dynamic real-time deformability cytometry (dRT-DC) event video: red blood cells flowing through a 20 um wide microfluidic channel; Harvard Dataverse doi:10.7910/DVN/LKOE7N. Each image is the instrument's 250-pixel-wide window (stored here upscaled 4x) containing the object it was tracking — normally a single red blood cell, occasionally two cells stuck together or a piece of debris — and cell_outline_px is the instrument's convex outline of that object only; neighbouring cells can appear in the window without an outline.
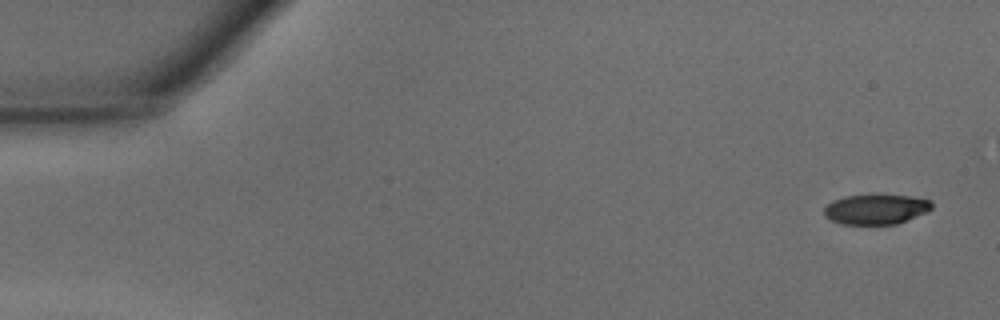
{"species": "common noctule bat (a hibernating species)", "species_latin": "Nyctalus noctula", "temperature_condition": "warm", "stored_images_in_passage": 45, "camera_frame_rate_fps": 3000, "um_per_image_px": 0.085, "animal": {"sex": "male", "body_mass_g": 15.6}, "frame": {"image": 1, "passage_image": 1, "time_ms": 0.0, "image_size_px": [1000, 320], "cell_outline_px": [[932, 208], [928, 212], [896, 224], [840, 224], [828, 220], [824, 216], [824, 208], [832, 200], [844, 196], [912, 196], [932, 200]], "centroid_in_image_um": [74.44, 17.8], "position_along_channel_um": 10.6, "area_um2": 18.79}}
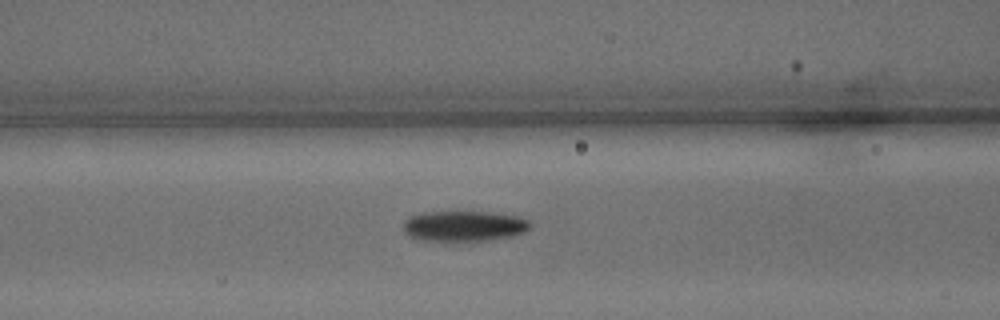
{"frame": {"image": 2, "passage_image": 18, "time_ms": 5.667, "image_size_px": [1000, 320], "cell_outline_px": [[532, 224], [524, 232], [512, 236], [488, 240], [420, 240], [408, 236], [404, 232], [404, 220], [408, 216], [424, 212], [492, 212], [516, 216], [528, 220]], "centroid_in_image_um": [39.41, 19.2], "position_along_channel_um": 127.2, "area_um2": 22.43}}
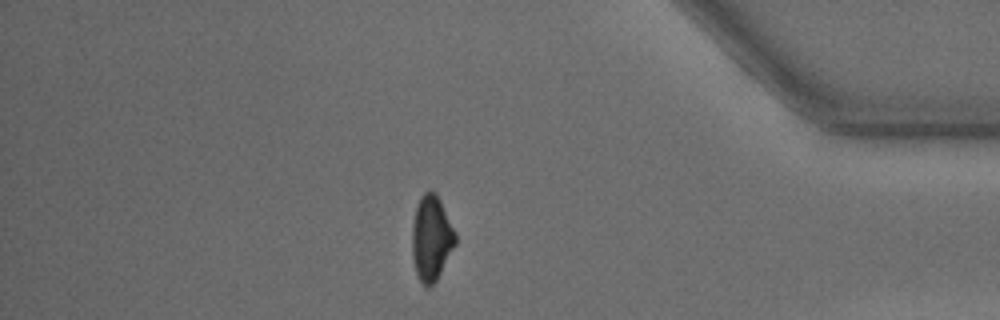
{"frame": {"image": 3, "passage_image": 39, "time_ms": 12.667, "image_size_px": [1000, 320], "cell_outline_px": [[456, 244], [436, 280], [428, 288], [420, 280], [416, 272], [412, 256], [412, 224], [416, 208], [420, 196], [424, 192], [436, 192], [456, 232]], "centroid_in_image_um": [36.67, 20.22], "position_along_channel_um": 398.5, "area_um2": 21.33}, "authors_computed_cell_mechanics": {"area_um2": 22.0218, "velocity_mm_per_s": 4.3533, "shape_relaxation_time_tau1_ms": 2.4149, "shape_relaxation_time_tau2_ms": 10.7942, "deformation_change_tau1": 0.1409, "deformation_change_tau2": 0.1897}}